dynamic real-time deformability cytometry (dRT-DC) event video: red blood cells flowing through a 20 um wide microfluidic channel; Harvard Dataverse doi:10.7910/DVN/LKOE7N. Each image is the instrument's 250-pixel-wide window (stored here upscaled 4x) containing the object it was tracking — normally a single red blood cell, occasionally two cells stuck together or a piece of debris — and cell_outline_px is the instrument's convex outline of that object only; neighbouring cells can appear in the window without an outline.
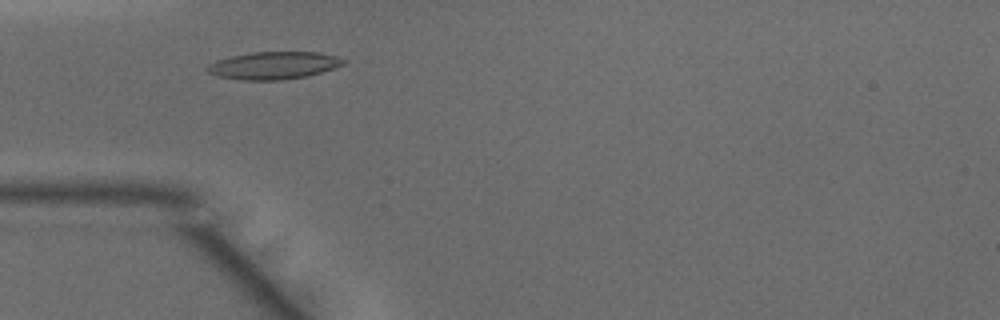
{"species": "common noctule bat (a hibernating species)", "species_latin": "Nyctalus noctula", "temperature_condition": "warm", "stored_images_in_passage": 40, "camera_frame_rate_fps": 3000, "um_per_image_px": 0.085, "animal": {"sex": "male", "body_mass_g": 15.6}, "frame": {"image": 1, "passage_image": 7, "time_ms": 2.0, "image_size_px": [1000, 320], "cell_outline_px": [[348, 64], [308, 76], [280, 80], [244, 80], [216, 76], [208, 72], [204, 68], [208, 64], [216, 60], [232, 56], [252, 52], [320, 52], [336, 56], [348, 60]], "centroid_in_image_um": [23.3, 5.56], "position_along_channel_um": 61.7, "area_um2": 22.08}}
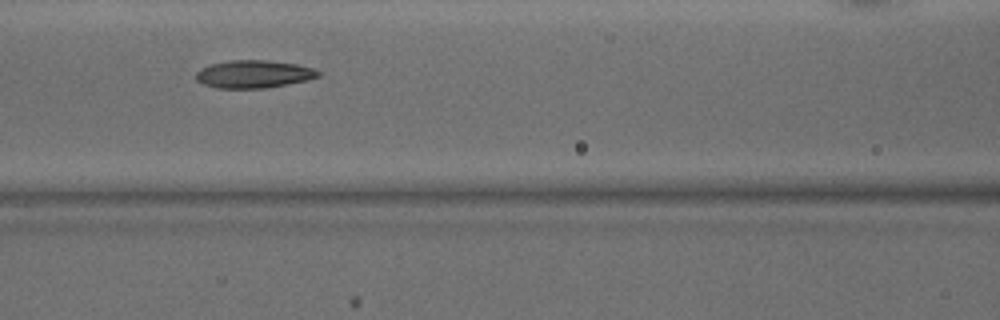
{"frame": {"image": 2, "passage_image": 13, "time_ms": 4.0, "image_size_px": [1000, 320], "cell_outline_px": [[320, 76], [308, 80], [264, 88], [216, 88], [204, 84], [196, 80], [196, 72], [200, 68], [212, 64], [228, 60], [268, 60], [296, 64], [312, 68], [320, 72]], "centroid_in_image_um": [21.55, 6.29], "position_along_channel_um": 145.1, "area_um2": 19.71}}
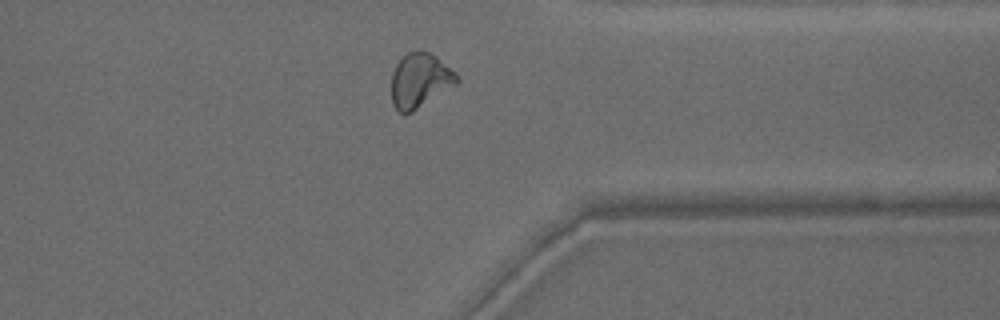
{"frame": {"image": 3, "passage_image": 30, "time_ms": 9.667, "image_size_px": [1000, 320], "cell_outline_px": [[460, 80], [456, 84], [412, 112], [400, 112], [392, 104], [392, 72], [396, 64], [408, 52], [420, 48], [436, 56], [456, 72]], "centroid_in_image_um": [35.7, 6.8], "position_along_channel_um": 375.7, "area_um2": 20.69}, "authors_computed_cell_mechanics": {"area_um2": 20.2589, "velocity_mm_per_s": 4.1714, "shape_relaxation_time_tau1_ms": 10.2579, "shape_relaxation_time_tau2_ms": 2.9166, "deformation_change_tau1": 0.2574, "deformation_change_tau2": 0.1032}}